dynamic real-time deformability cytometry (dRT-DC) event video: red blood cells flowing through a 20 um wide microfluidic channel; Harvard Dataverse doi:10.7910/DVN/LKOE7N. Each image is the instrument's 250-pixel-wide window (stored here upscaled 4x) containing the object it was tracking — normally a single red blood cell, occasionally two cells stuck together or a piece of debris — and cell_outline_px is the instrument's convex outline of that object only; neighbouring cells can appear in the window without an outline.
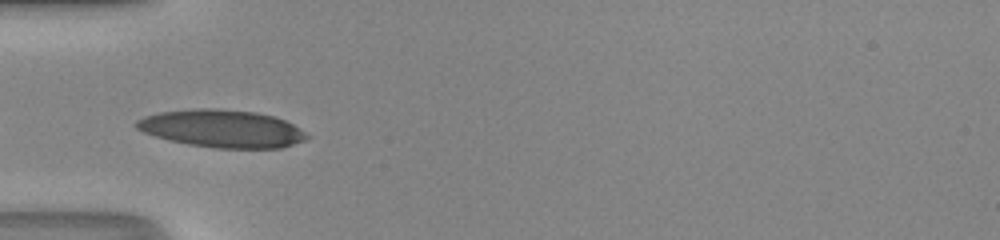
{"species": "human", "species_latin": "Homo sapiens", "temperature_condition": "room temperature", "stored_images_in_passage": 34, "camera_frame_rate_fps": 3000, "um_per_image_px": 0.085, "donor": {"sex": "male"}, "frame": {"image": 1, "passage_image": 1, "time_ms": 0.0, "image_size_px": [1000, 240], "cell_outline_px": [[312, 136], [304, 140], [280, 148], [216, 148], [188, 144], [156, 136], [144, 132], [136, 128], [132, 124], [136, 120], [144, 116], [160, 112], [200, 108], [212, 108], [256, 112], [276, 116], [300, 128]], "centroid_in_image_um": [18.88, 10.93], "position_along_channel_um": 66.1, "area_um2": 37.34}}
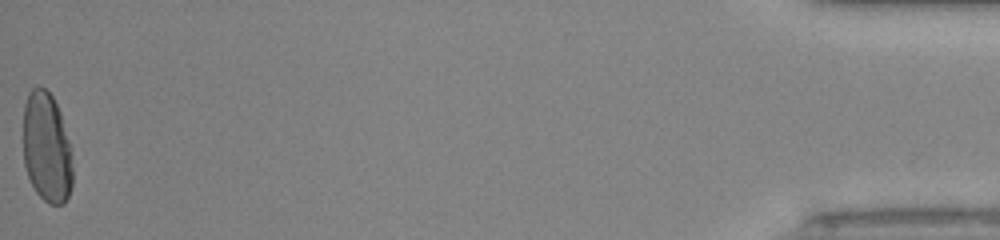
{"frame": {"image": 2, "passage_image": 34, "time_ms": 11.0, "image_size_px": [1000, 240], "cell_outline_px": [[72, 184], [68, 196], [64, 204], [48, 204], [36, 192], [28, 176], [24, 164], [24, 104], [28, 92], [36, 84], [44, 88], [52, 96], [60, 112], [72, 152]], "centroid_in_image_um": [3.97, 12.54], "position_along_channel_um": 431.2, "area_um2": 31.91}, "authors_computed_cell_mechanics": {"area_um2": 34.1309, "velocity_mm_per_s": 4.2183, "shape_relaxation_time_tau1_ms": 4.3464, "shape_relaxation_time_tau2_ms": 0.8884, "deformation_change_tau1": 0.1922, "deformation_change_tau2": 0.0561}}